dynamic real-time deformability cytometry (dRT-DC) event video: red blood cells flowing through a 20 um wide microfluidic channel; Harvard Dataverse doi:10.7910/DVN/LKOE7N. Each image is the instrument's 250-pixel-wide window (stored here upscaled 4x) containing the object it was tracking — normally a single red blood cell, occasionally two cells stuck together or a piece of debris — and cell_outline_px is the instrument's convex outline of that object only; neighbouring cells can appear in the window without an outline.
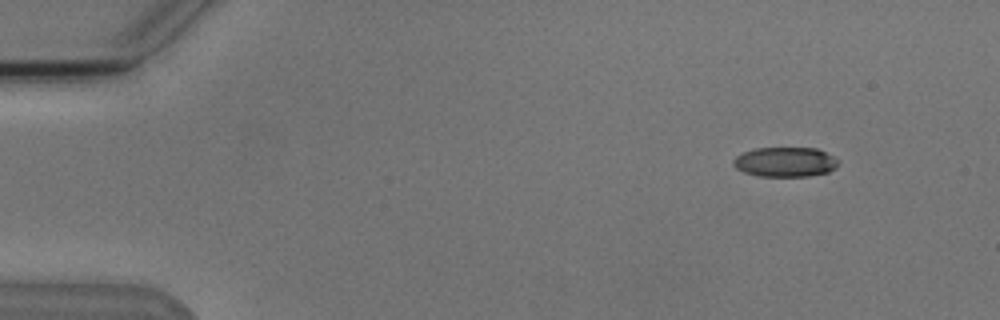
{"species": "Egyptian fruit bat (a non-hibernating species)", "species_latin": "Rousettus aegyptiacus", "temperature_condition": "cold", "stored_images_in_passage": 2, "camera_frame_rate_fps": 3000, "um_per_image_px": 0.085, "animal": {"sex": "male"}, "frame": {"image": 1, "passage_image": 2, "time_ms": 1.333, "image_size_px": [1000, 320], "cell_outline_px": [[836, 168], [828, 172], [808, 176], [760, 176], [744, 172], [736, 168], [732, 164], [732, 160], [736, 156], [744, 152], [756, 148], [816, 148], [832, 156], [836, 160]], "centroid_in_image_um": [66.7, 13.77], "position_along_channel_um": 18.3, "area_um2": 17.98}}